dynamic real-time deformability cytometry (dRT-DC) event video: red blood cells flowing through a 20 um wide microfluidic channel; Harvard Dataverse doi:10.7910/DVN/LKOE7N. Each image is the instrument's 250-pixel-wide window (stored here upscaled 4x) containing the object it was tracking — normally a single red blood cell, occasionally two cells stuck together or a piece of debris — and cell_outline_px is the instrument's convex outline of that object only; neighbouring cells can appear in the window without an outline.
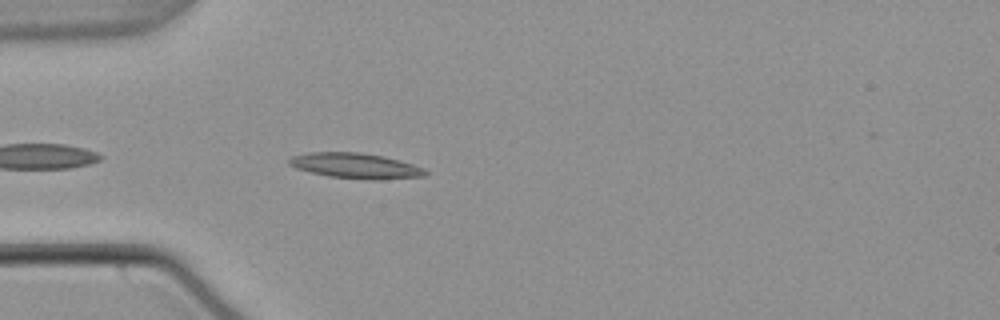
{"species": "common noctule bat (a hibernating species)", "species_latin": "Nyctalus noctula", "temperature_condition": "warm", "stored_images_in_passage": 7, "camera_frame_rate_fps": 3000, "um_per_image_px": 0.085, "animal": {"sex": "male", "body_mass_g": 21.5, "forearm_length_mm": 52.0}, "frame": {"image": 1, "passage_image": 3, "time_ms": 0.667, "image_size_px": [1000, 320], "cell_outline_px": [[428, 172], [424, 176], [376, 180], [328, 176], [296, 168], [288, 164], [288, 160], [292, 156], [308, 152], [360, 152], [384, 156], [400, 160], [424, 168]], "centroid_in_image_um": [30.23, 14.08], "position_along_channel_um": 54.8, "area_um2": 20.06}}